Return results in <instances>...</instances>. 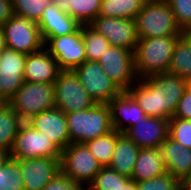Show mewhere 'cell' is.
<instances>
[{"mask_svg":"<svg viewBox=\"0 0 191 190\" xmlns=\"http://www.w3.org/2000/svg\"><path fill=\"white\" fill-rule=\"evenodd\" d=\"M9 157V154L0 150V166L6 161V159Z\"/></svg>","mask_w":191,"mask_h":190,"instance_id":"42","label":"cell"},{"mask_svg":"<svg viewBox=\"0 0 191 190\" xmlns=\"http://www.w3.org/2000/svg\"><path fill=\"white\" fill-rule=\"evenodd\" d=\"M182 35H169L138 40L134 50V66L138 79L168 73L173 50Z\"/></svg>","mask_w":191,"mask_h":190,"instance_id":"2","label":"cell"},{"mask_svg":"<svg viewBox=\"0 0 191 190\" xmlns=\"http://www.w3.org/2000/svg\"><path fill=\"white\" fill-rule=\"evenodd\" d=\"M173 12L177 26L184 33H191V0H165Z\"/></svg>","mask_w":191,"mask_h":190,"instance_id":"33","label":"cell"},{"mask_svg":"<svg viewBox=\"0 0 191 190\" xmlns=\"http://www.w3.org/2000/svg\"><path fill=\"white\" fill-rule=\"evenodd\" d=\"M188 81L169 73L138 79L127 90L147 117L171 119Z\"/></svg>","mask_w":191,"mask_h":190,"instance_id":"1","label":"cell"},{"mask_svg":"<svg viewBox=\"0 0 191 190\" xmlns=\"http://www.w3.org/2000/svg\"><path fill=\"white\" fill-rule=\"evenodd\" d=\"M60 72L57 61L45 47L27 55L24 67L25 82L54 84Z\"/></svg>","mask_w":191,"mask_h":190,"instance_id":"19","label":"cell"},{"mask_svg":"<svg viewBox=\"0 0 191 190\" xmlns=\"http://www.w3.org/2000/svg\"><path fill=\"white\" fill-rule=\"evenodd\" d=\"M27 122L43 133L61 151L70 144L66 115L56 107L37 114Z\"/></svg>","mask_w":191,"mask_h":190,"instance_id":"15","label":"cell"},{"mask_svg":"<svg viewBox=\"0 0 191 190\" xmlns=\"http://www.w3.org/2000/svg\"><path fill=\"white\" fill-rule=\"evenodd\" d=\"M188 87L191 89V81L188 82Z\"/></svg>","mask_w":191,"mask_h":190,"instance_id":"44","label":"cell"},{"mask_svg":"<svg viewBox=\"0 0 191 190\" xmlns=\"http://www.w3.org/2000/svg\"><path fill=\"white\" fill-rule=\"evenodd\" d=\"M55 107L66 113L93 107L96 102L73 71H61L54 82Z\"/></svg>","mask_w":191,"mask_h":190,"instance_id":"8","label":"cell"},{"mask_svg":"<svg viewBox=\"0 0 191 190\" xmlns=\"http://www.w3.org/2000/svg\"><path fill=\"white\" fill-rule=\"evenodd\" d=\"M0 190H24L20 160L8 157L0 166Z\"/></svg>","mask_w":191,"mask_h":190,"instance_id":"30","label":"cell"},{"mask_svg":"<svg viewBox=\"0 0 191 190\" xmlns=\"http://www.w3.org/2000/svg\"><path fill=\"white\" fill-rule=\"evenodd\" d=\"M138 38L183 35L165 0H147L135 17Z\"/></svg>","mask_w":191,"mask_h":190,"instance_id":"4","label":"cell"},{"mask_svg":"<svg viewBox=\"0 0 191 190\" xmlns=\"http://www.w3.org/2000/svg\"><path fill=\"white\" fill-rule=\"evenodd\" d=\"M43 42L61 71H73L86 61L82 25L73 33L60 37H47Z\"/></svg>","mask_w":191,"mask_h":190,"instance_id":"10","label":"cell"},{"mask_svg":"<svg viewBox=\"0 0 191 190\" xmlns=\"http://www.w3.org/2000/svg\"><path fill=\"white\" fill-rule=\"evenodd\" d=\"M60 169L71 181L88 186L102 166L85 143H70L61 153Z\"/></svg>","mask_w":191,"mask_h":190,"instance_id":"6","label":"cell"},{"mask_svg":"<svg viewBox=\"0 0 191 190\" xmlns=\"http://www.w3.org/2000/svg\"><path fill=\"white\" fill-rule=\"evenodd\" d=\"M86 60L98 61L110 46V42L89 25H82Z\"/></svg>","mask_w":191,"mask_h":190,"instance_id":"29","label":"cell"},{"mask_svg":"<svg viewBox=\"0 0 191 190\" xmlns=\"http://www.w3.org/2000/svg\"><path fill=\"white\" fill-rule=\"evenodd\" d=\"M13 15L11 0H0V27Z\"/></svg>","mask_w":191,"mask_h":190,"instance_id":"38","label":"cell"},{"mask_svg":"<svg viewBox=\"0 0 191 190\" xmlns=\"http://www.w3.org/2000/svg\"><path fill=\"white\" fill-rule=\"evenodd\" d=\"M186 178H191V169H190V172Z\"/></svg>","mask_w":191,"mask_h":190,"instance_id":"43","label":"cell"},{"mask_svg":"<svg viewBox=\"0 0 191 190\" xmlns=\"http://www.w3.org/2000/svg\"><path fill=\"white\" fill-rule=\"evenodd\" d=\"M13 14L38 23L51 0H11Z\"/></svg>","mask_w":191,"mask_h":190,"instance_id":"32","label":"cell"},{"mask_svg":"<svg viewBox=\"0 0 191 190\" xmlns=\"http://www.w3.org/2000/svg\"><path fill=\"white\" fill-rule=\"evenodd\" d=\"M65 115L70 143H86L113 130L110 109L106 103H96L89 109Z\"/></svg>","mask_w":191,"mask_h":190,"instance_id":"3","label":"cell"},{"mask_svg":"<svg viewBox=\"0 0 191 190\" xmlns=\"http://www.w3.org/2000/svg\"><path fill=\"white\" fill-rule=\"evenodd\" d=\"M169 137L184 147L191 149V120L169 119Z\"/></svg>","mask_w":191,"mask_h":190,"instance_id":"34","label":"cell"},{"mask_svg":"<svg viewBox=\"0 0 191 190\" xmlns=\"http://www.w3.org/2000/svg\"><path fill=\"white\" fill-rule=\"evenodd\" d=\"M61 158H33L20 160L24 190H42L60 169Z\"/></svg>","mask_w":191,"mask_h":190,"instance_id":"16","label":"cell"},{"mask_svg":"<svg viewBox=\"0 0 191 190\" xmlns=\"http://www.w3.org/2000/svg\"><path fill=\"white\" fill-rule=\"evenodd\" d=\"M131 178L117 173L110 167H102L93 181L88 185V190H121Z\"/></svg>","mask_w":191,"mask_h":190,"instance_id":"31","label":"cell"},{"mask_svg":"<svg viewBox=\"0 0 191 190\" xmlns=\"http://www.w3.org/2000/svg\"><path fill=\"white\" fill-rule=\"evenodd\" d=\"M61 153L62 151L43 133L34 129L28 122H22L9 157L15 160L41 157L61 158Z\"/></svg>","mask_w":191,"mask_h":190,"instance_id":"7","label":"cell"},{"mask_svg":"<svg viewBox=\"0 0 191 190\" xmlns=\"http://www.w3.org/2000/svg\"><path fill=\"white\" fill-rule=\"evenodd\" d=\"M121 190H138L136 186V182L130 179L124 186H122Z\"/></svg>","mask_w":191,"mask_h":190,"instance_id":"40","label":"cell"},{"mask_svg":"<svg viewBox=\"0 0 191 190\" xmlns=\"http://www.w3.org/2000/svg\"><path fill=\"white\" fill-rule=\"evenodd\" d=\"M168 73L191 81V33H184L177 40Z\"/></svg>","mask_w":191,"mask_h":190,"instance_id":"25","label":"cell"},{"mask_svg":"<svg viewBox=\"0 0 191 190\" xmlns=\"http://www.w3.org/2000/svg\"><path fill=\"white\" fill-rule=\"evenodd\" d=\"M98 63L122 91H127L138 80L135 73L134 52L130 50L110 45Z\"/></svg>","mask_w":191,"mask_h":190,"instance_id":"12","label":"cell"},{"mask_svg":"<svg viewBox=\"0 0 191 190\" xmlns=\"http://www.w3.org/2000/svg\"><path fill=\"white\" fill-rule=\"evenodd\" d=\"M8 49L29 55L44 47L37 23L13 15L1 27Z\"/></svg>","mask_w":191,"mask_h":190,"instance_id":"9","label":"cell"},{"mask_svg":"<svg viewBox=\"0 0 191 190\" xmlns=\"http://www.w3.org/2000/svg\"><path fill=\"white\" fill-rule=\"evenodd\" d=\"M138 190H180V181L170 173L136 182Z\"/></svg>","mask_w":191,"mask_h":190,"instance_id":"35","label":"cell"},{"mask_svg":"<svg viewBox=\"0 0 191 190\" xmlns=\"http://www.w3.org/2000/svg\"><path fill=\"white\" fill-rule=\"evenodd\" d=\"M159 150L168 173L179 181L188 176L191 169V149L168 136L159 146Z\"/></svg>","mask_w":191,"mask_h":190,"instance_id":"21","label":"cell"},{"mask_svg":"<svg viewBox=\"0 0 191 190\" xmlns=\"http://www.w3.org/2000/svg\"><path fill=\"white\" fill-rule=\"evenodd\" d=\"M139 150L140 148L125 133H121L108 167L131 178Z\"/></svg>","mask_w":191,"mask_h":190,"instance_id":"23","label":"cell"},{"mask_svg":"<svg viewBox=\"0 0 191 190\" xmlns=\"http://www.w3.org/2000/svg\"><path fill=\"white\" fill-rule=\"evenodd\" d=\"M96 103L108 104L122 90L106 75L98 61L86 60L73 70Z\"/></svg>","mask_w":191,"mask_h":190,"instance_id":"11","label":"cell"},{"mask_svg":"<svg viewBox=\"0 0 191 190\" xmlns=\"http://www.w3.org/2000/svg\"><path fill=\"white\" fill-rule=\"evenodd\" d=\"M8 103L21 121L27 122L37 114L55 107L54 84L24 82Z\"/></svg>","mask_w":191,"mask_h":190,"instance_id":"5","label":"cell"},{"mask_svg":"<svg viewBox=\"0 0 191 190\" xmlns=\"http://www.w3.org/2000/svg\"><path fill=\"white\" fill-rule=\"evenodd\" d=\"M180 190H191V178H183L180 181Z\"/></svg>","mask_w":191,"mask_h":190,"instance_id":"39","label":"cell"},{"mask_svg":"<svg viewBox=\"0 0 191 190\" xmlns=\"http://www.w3.org/2000/svg\"><path fill=\"white\" fill-rule=\"evenodd\" d=\"M112 128L120 133H125L139 121H144L147 116L139 104L127 91H122L108 103Z\"/></svg>","mask_w":191,"mask_h":190,"instance_id":"17","label":"cell"},{"mask_svg":"<svg viewBox=\"0 0 191 190\" xmlns=\"http://www.w3.org/2000/svg\"><path fill=\"white\" fill-rule=\"evenodd\" d=\"M125 134L141 148H159L169 136V119L147 117L129 128Z\"/></svg>","mask_w":191,"mask_h":190,"instance_id":"18","label":"cell"},{"mask_svg":"<svg viewBox=\"0 0 191 190\" xmlns=\"http://www.w3.org/2000/svg\"><path fill=\"white\" fill-rule=\"evenodd\" d=\"M147 0H101L99 15L104 17L135 19Z\"/></svg>","mask_w":191,"mask_h":190,"instance_id":"27","label":"cell"},{"mask_svg":"<svg viewBox=\"0 0 191 190\" xmlns=\"http://www.w3.org/2000/svg\"><path fill=\"white\" fill-rule=\"evenodd\" d=\"M27 55L6 48L0 54V101L8 103L24 84Z\"/></svg>","mask_w":191,"mask_h":190,"instance_id":"14","label":"cell"},{"mask_svg":"<svg viewBox=\"0 0 191 190\" xmlns=\"http://www.w3.org/2000/svg\"><path fill=\"white\" fill-rule=\"evenodd\" d=\"M120 134V132L113 129L109 133L85 143L102 167L109 166L117 138Z\"/></svg>","mask_w":191,"mask_h":190,"instance_id":"28","label":"cell"},{"mask_svg":"<svg viewBox=\"0 0 191 190\" xmlns=\"http://www.w3.org/2000/svg\"><path fill=\"white\" fill-rule=\"evenodd\" d=\"M89 26L103 35L110 45L134 52L138 43L135 19H121L98 15Z\"/></svg>","mask_w":191,"mask_h":190,"instance_id":"13","label":"cell"},{"mask_svg":"<svg viewBox=\"0 0 191 190\" xmlns=\"http://www.w3.org/2000/svg\"><path fill=\"white\" fill-rule=\"evenodd\" d=\"M166 168L159 148H141L138 152L131 179L135 182L165 174Z\"/></svg>","mask_w":191,"mask_h":190,"instance_id":"22","label":"cell"},{"mask_svg":"<svg viewBox=\"0 0 191 190\" xmlns=\"http://www.w3.org/2000/svg\"><path fill=\"white\" fill-rule=\"evenodd\" d=\"M42 190H88V186L75 183L60 172Z\"/></svg>","mask_w":191,"mask_h":190,"instance_id":"36","label":"cell"},{"mask_svg":"<svg viewBox=\"0 0 191 190\" xmlns=\"http://www.w3.org/2000/svg\"><path fill=\"white\" fill-rule=\"evenodd\" d=\"M7 48L6 41L4 39L2 30L0 28V54Z\"/></svg>","mask_w":191,"mask_h":190,"instance_id":"41","label":"cell"},{"mask_svg":"<svg viewBox=\"0 0 191 190\" xmlns=\"http://www.w3.org/2000/svg\"><path fill=\"white\" fill-rule=\"evenodd\" d=\"M22 123L18 114L9 103L0 104V150L10 154L19 125Z\"/></svg>","mask_w":191,"mask_h":190,"instance_id":"26","label":"cell"},{"mask_svg":"<svg viewBox=\"0 0 191 190\" xmlns=\"http://www.w3.org/2000/svg\"><path fill=\"white\" fill-rule=\"evenodd\" d=\"M51 2L81 25H89L99 15L101 7V0H51Z\"/></svg>","mask_w":191,"mask_h":190,"instance_id":"24","label":"cell"},{"mask_svg":"<svg viewBox=\"0 0 191 190\" xmlns=\"http://www.w3.org/2000/svg\"><path fill=\"white\" fill-rule=\"evenodd\" d=\"M172 118L191 120V89L189 87L179 100L176 112Z\"/></svg>","mask_w":191,"mask_h":190,"instance_id":"37","label":"cell"},{"mask_svg":"<svg viewBox=\"0 0 191 190\" xmlns=\"http://www.w3.org/2000/svg\"><path fill=\"white\" fill-rule=\"evenodd\" d=\"M43 41L47 37H60L77 31L81 24L66 12L50 4L43 10L42 17L37 23Z\"/></svg>","mask_w":191,"mask_h":190,"instance_id":"20","label":"cell"}]
</instances>
